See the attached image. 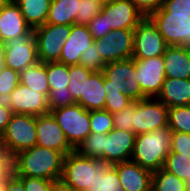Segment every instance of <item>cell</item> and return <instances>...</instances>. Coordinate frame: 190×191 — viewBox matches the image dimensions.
<instances>
[{"instance_id":"cell-1","label":"cell","mask_w":190,"mask_h":191,"mask_svg":"<svg viewBox=\"0 0 190 191\" xmlns=\"http://www.w3.org/2000/svg\"><path fill=\"white\" fill-rule=\"evenodd\" d=\"M65 155L59 151L34 145L14 156V174L17 177L61 179Z\"/></svg>"},{"instance_id":"cell-2","label":"cell","mask_w":190,"mask_h":191,"mask_svg":"<svg viewBox=\"0 0 190 191\" xmlns=\"http://www.w3.org/2000/svg\"><path fill=\"white\" fill-rule=\"evenodd\" d=\"M172 136L168 126L136 135L131 161L151 172L158 171L171 151Z\"/></svg>"},{"instance_id":"cell-3","label":"cell","mask_w":190,"mask_h":191,"mask_svg":"<svg viewBox=\"0 0 190 191\" xmlns=\"http://www.w3.org/2000/svg\"><path fill=\"white\" fill-rule=\"evenodd\" d=\"M102 73L106 92H119L133 101L146 99L138 83L133 58L107 63Z\"/></svg>"},{"instance_id":"cell-4","label":"cell","mask_w":190,"mask_h":191,"mask_svg":"<svg viewBox=\"0 0 190 191\" xmlns=\"http://www.w3.org/2000/svg\"><path fill=\"white\" fill-rule=\"evenodd\" d=\"M36 143V116L13 113L0 138V147L15 156L18 152L31 148Z\"/></svg>"},{"instance_id":"cell-5","label":"cell","mask_w":190,"mask_h":191,"mask_svg":"<svg viewBox=\"0 0 190 191\" xmlns=\"http://www.w3.org/2000/svg\"><path fill=\"white\" fill-rule=\"evenodd\" d=\"M50 113L74 150L91 133L90 111L78 103L51 110Z\"/></svg>"},{"instance_id":"cell-6","label":"cell","mask_w":190,"mask_h":191,"mask_svg":"<svg viewBox=\"0 0 190 191\" xmlns=\"http://www.w3.org/2000/svg\"><path fill=\"white\" fill-rule=\"evenodd\" d=\"M71 26L45 23L33 29L39 62H56L64 42L70 36Z\"/></svg>"},{"instance_id":"cell-7","label":"cell","mask_w":190,"mask_h":191,"mask_svg":"<svg viewBox=\"0 0 190 191\" xmlns=\"http://www.w3.org/2000/svg\"><path fill=\"white\" fill-rule=\"evenodd\" d=\"M103 164L101 160L83 157L76 151L64 158L61 179L76 191L90 189L93 186L96 170Z\"/></svg>"},{"instance_id":"cell-8","label":"cell","mask_w":190,"mask_h":191,"mask_svg":"<svg viewBox=\"0 0 190 191\" xmlns=\"http://www.w3.org/2000/svg\"><path fill=\"white\" fill-rule=\"evenodd\" d=\"M148 17L168 46H187L190 43V14L152 12Z\"/></svg>"},{"instance_id":"cell-9","label":"cell","mask_w":190,"mask_h":191,"mask_svg":"<svg viewBox=\"0 0 190 191\" xmlns=\"http://www.w3.org/2000/svg\"><path fill=\"white\" fill-rule=\"evenodd\" d=\"M167 47L163 36L149 17H145L134 29V60L163 56Z\"/></svg>"},{"instance_id":"cell-10","label":"cell","mask_w":190,"mask_h":191,"mask_svg":"<svg viewBox=\"0 0 190 191\" xmlns=\"http://www.w3.org/2000/svg\"><path fill=\"white\" fill-rule=\"evenodd\" d=\"M132 126L136 135L168 126V107L157 98L135 101Z\"/></svg>"},{"instance_id":"cell-11","label":"cell","mask_w":190,"mask_h":191,"mask_svg":"<svg viewBox=\"0 0 190 191\" xmlns=\"http://www.w3.org/2000/svg\"><path fill=\"white\" fill-rule=\"evenodd\" d=\"M5 44V67L20 73L39 62L33 29L27 35L12 38Z\"/></svg>"},{"instance_id":"cell-12","label":"cell","mask_w":190,"mask_h":191,"mask_svg":"<svg viewBox=\"0 0 190 191\" xmlns=\"http://www.w3.org/2000/svg\"><path fill=\"white\" fill-rule=\"evenodd\" d=\"M94 43L106 64L129 59L133 53L134 30L115 29Z\"/></svg>"},{"instance_id":"cell-13","label":"cell","mask_w":190,"mask_h":191,"mask_svg":"<svg viewBox=\"0 0 190 191\" xmlns=\"http://www.w3.org/2000/svg\"><path fill=\"white\" fill-rule=\"evenodd\" d=\"M138 83L146 98H157L165 76L163 56L134 60Z\"/></svg>"},{"instance_id":"cell-14","label":"cell","mask_w":190,"mask_h":191,"mask_svg":"<svg viewBox=\"0 0 190 191\" xmlns=\"http://www.w3.org/2000/svg\"><path fill=\"white\" fill-rule=\"evenodd\" d=\"M100 14L106 17L107 34L115 29L134 30L145 18L141 11L129 0H116L111 4L103 5Z\"/></svg>"},{"instance_id":"cell-15","label":"cell","mask_w":190,"mask_h":191,"mask_svg":"<svg viewBox=\"0 0 190 191\" xmlns=\"http://www.w3.org/2000/svg\"><path fill=\"white\" fill-rule=\"evenodd\" d=\"M15 114L40 116L50 113L48 97L19 83L6 100Z\"/></svg>"},{"instance_id":"cell-16","label":"cell","mask_w":190,"mask_h":191,"mask_svg":"<svg viewBox=\"0 0 190 191\" xmlns=\"http://www.w3.org/2000/svg\"><path fill=\"white\" fill-rule=\"evenodd\" d=\"M36 132V145L59 151L65 156L74 151L51 113L36 116Z\"/></svg>"},{"instance_id":"cell-17","label":"cell","mask_w":190,"mask_h":191,"mask_svg":"<svg viewBox=\"0 0 190 191\" xmlns=\"http://www.w3.org/2000/svg\"><path fill=\"white\" fill-rule=\"evenodd\" d=\"M136 134L132 131L112 129L105 133L103 163L116 164L131 160Z\"/></svg>"},{"instance_id":"cell-18","label":"cell","mask_w":190,"mask_h":191,"mask_svg":"<svg viewBox=\"0 0 190 191\" xmlns=\"http://www.w3.org/2000/svg\"><path fill=\"white\" fill-rule=\"evenodd\" d=\"M94 43L92 34L86 25H71L70 36L64 42L60 60L66 65H79L81 54Z\"/></svg>"},{"instance_id":"cell-19","label":"cell","mask_w":190,"mask_h":191,"mask_svg":"<svg viewBox=\"0 0 190 191\" xmlns=\"http://www.w3.org/2000/svg\"><path fill=\"white\" fill-rule=\"evenodd\" d=\"M125 191H151L153 172L129 160L113 164Z\"/></svg>"},{"instance_id":"cell-20","label":"cell","mask_w":190,"mask_h":191,"mask_svg":"<svg viewBox=\"0 0 190 191\" xmlns=\"http://www.w3.org/2000/svg\"><path fill=\"white\" fill-rule=\"evenodd\" d=\"M31 30L20 7L13 0L0 9V40L6 42L12 38L25 36Z\"/></svg>"},{"instance_id":"cell-21","label":"cell","mask_w":190,"mask_h":191,"mask_svg":"<svg viewBox=\"0 0 190 191\" xmlns=\"http://www.w3.org/2000/svg\"><path fill=\"white\" fill-rule=\"evenodd\" d=\"M163 62L166 78L190 79V52L187 46H168Z\"/></svg>"},{"instance_id":"cell-22","label":"cell","mask_w":190,"mask_h":191,"mask_svg":"<svg viewBox=\"0 0 190 191\" xmlns=\"http://www.w3.org/2000/svg\"><path fill=\"white\" fill-rule=\"evenodd\" d=\"M106 90L102 71H95L84 79L83 95L76 101L86 110L104 109Z\"/></svg>"},{"instance_id":"cell-23","label":"cell","mask_w":190,"mask_h":191,"mask_svg":"<svg viewBox=\"0 0 190 191\" xmlns=\"http://www.w3.org/2000/svg\"><path fill=\"white\" fill-rule=\"evenodd\" d=\"M157 99L168 108L190 105V79L165 78Z\"/></svg>"},{"instance_id":"cell-24","label":"cell","mask_w":190,"mask_h":191,"mask_svg":"<svg viewBox=\"0 0 190 191\" xmlns=\"http://www.w3.org/2000/svg\"><path fill=\"white\" fill-rule=\"evenodd\" d=\"M78 12L79 0H51L46 23L71 26Z\"/></svg>"},{"instance_id":"cell-25","label":"cell","mask_w":190,"mask_h":191,"mask_svg":"<svg viewBox=\"0 0 190 191\" xmlns=\"http://www.w3.org/2000/svg\"><path fill=\"white\" fill-rule=\"evenodd\" d=\"M21 10L25 22L34 29L46 23L51 0H13Z\"/></svg>"},{"instance_id":"cell-26","label":"cell","mask_w":190,"mask_h":191,"mask_svg":"<svg viewBox=\"0 0 190 191\" xmlns=\"http://www.w3.org/2000/svg\"><path fill=\"white\" fill-rule=\"evenodd\" d=\"M20 83L48 97L50 86L48 83L47 68L45 63L38 62L37 64L21 71Z\"/></svg>"},{"instance_id":"cell-27","label":"cell","mask_w":190,"mask_h":191,"mask_svg":"<svg viewBox=\"0 0 190 191\" xmlns=\"http://www.w3.org/2000/svg\"><path fill=\"white\" fill-rule=\"evenodd\" d=\"M90 191H125L120 184L116 168L113 165L103 163L95 172L93 186Z\"/></svg>"},{"instance_id":"cell-28","label":"cell","mask_w":190,"mask_h":191,"mask_svg":"<svg viewBox=\"0 0 190 191\" xmlns=\"http://www.w3.org/2000/svg\"><path fill=\"white\" fill-rule=\"evenodd\" d=\"M83 157L98 159L103 162L105 154V134L90 133L74 150Z\"/></svg>"},{"instance_id":"cell-29","label":"cell","mask_w":190,"mask_h":191,"mask_svg":"<svg viewBox=\"0 0 190 191\" xmlns=\"http://www.w3.org/2000/svg\"><path fill=\"white\" fill-rule=\"evenodd\" d=\"M151 191H187L186 182L163 167L153 172Z\"/></svg>"},{"instance_id":"cell-30","label":"cell","mask_w":190,"mask_h":191,"mask_svg":"<svg viewBox=\"0 0 190 191\" xmlns=\"http://www.w3.org/2000/svg\"><path fill=\"white\" fill-rule=\"evenodd\" d=\"M50 90H69V65L56 62H45Z\"/></svg>"},{"instance_id":"cell-31","label":"cell","mask_w":190,"mask_h":191,"mask_svg":"<svg viewBox=\"0 0 190 191\" xmlns=\"http://www.w3.org/2000/svg\"><path fill=\"white\" fill-rule=\"evenodd\" d=\"M168 127L173 132L190 134V105L168 108Z\"/></svg>"},{"instance_id":"cell-32","label":"cell","mask_w":190,"mask_h":191,"mask_svg":"<svg viewBox=\"0 0 190 191\" xmlns=\"http://www.w3.org/2000/svg\"><path fill=\"white\" fill-rule=\"evenodd\" d=\"M163 168L186 182L190 177V158L170 151Z\"/></svg>"},{"instance_id":"cell-33","label":"cell","mask_w":190,"mask_h":191,"mask_svg":"<svg viewBox=\"0 0 190 191\" xmlns=\"http://www.w3.org/2000/svg\"><path fill=\"white\" fill-rule=\"evenodd\" d=\"M93 71L81 65H69L68 89L75 101L83 95L84 79H88Z\"/></svg>"},{"instance_id":"cell-34","label":"cell","mask_w":190,"mask_h":191,"mask_svg":"<svg viewBox=\"0 0 190 191\" xmlns=\"http://www.w3.org/2000/svg\"><path fill=\"white\" fill-rule=\"evenodd\" d=\"M91 133H109L114 129L112 114L105 110H90Z\"/></svg>"},{"instance_id":"cell-35","label":"cell","mask_w":190,"mask_h":191,"mask_svg":"<svg viewBox=\"0 0 190 191\" xmlns=\"http://www.w3.org/2000/svg\"><path fill=\"white\" fill-rule=\"evenodd\" d=\"M102 10L103 5L98 0H79V12L76 15V24L87 26Z\"/></svg>"},{"instance_id":"cell-36","label":"cell","mask_w":190,"mask_h":191,"mask_svg":"<svg viewBox=\"0 0 190 191\" xmlns=\"http://www.w3.org/2000/svg\"><path fill=\"white\" fill-rule=\"evenodd\" d=\"M20 83V73L4 67L0 72V100L6 101L11 92Z\"/></svg>"},{"instance_id":"cell-37","label":"cell","mask_w":190,"mask_h":191,"mask_svg":"<svg viewBox=\"0 0 190 191\" xmlns=\"http://www.w3.org/2000/svg\"><path fill=\"white\" fill-rule=\"evenodd\" d=\"M79 65L95 71H102L106 63L102 59L95 43H93L86 51L81 54Z\"/></svg>"},{"instance_id":"cell-38","label":"cell","mask_w":190,"mask_h":191,"mask_svg":"<svg viewBox=\"0 0 190 191\" xmlns=\"http://www.w3.org/2000/svg\"><path fill=\"white\" fill-rule=\"evenodd\" d=\"M135 114V101L119 112L113 113L114 128L133 132V115Z\"/></svg>"},{"instance_id":"cell-39","label":"cell","mask_w":190,"mask_h":191,"mask_svg":"<svg viewBox=\"0 0 190 191\" xmlns=\"http://www.w3.org/2000/svg\"><path fill=\"white\" fill-rule=\"evenodd\" d=\"M77 103L69 90H50L48 95V108L54 110Z\"/></svg>"},{"instance_id":"cell-40","label":"cell","mask_w":190,"mask_h":191,"mask_svg":"<svg viewBox=\"0 0 190 191\" xmlns=\"http://www.w3.org/2000/svg\"><path fill=\"white\" fill-rule=\"evenodd\" d=\"M132 102L133 100L125 94L119 92H107L104 109L113 114L121 111Z\"/></svg>"},{"instance_id":"cell-41","label":"cell","mask_w":190,"mask_h":191,"mask_svg":"<svg viewBox=\"0 0 190 191\" xmlns=\"http://www.w3.org/2000/svg\"><path fill=\"white\" fill-rule=\"evenodd\" d=\"M171 151L178 156L190 158V134L184 132H173Z\"/></svg>"},{"instance_id":"cell-42","label":"cell","mask_w":190,"mask_h":191,"mask_svg":"<svg viewBox=\"0 0 190 191\" xmlns=\"http://www.w3.org/2000/svg\"><path fill=\"white\" fill-rule=\"evenodd\" d=\"M14 174V156L0 147V181H7Z\"/></svg>"},{"instance_id":"cell-43","label":"cell","mask_w":190,"mask_h":191,"mask_svg":"<svg viewBox=\"0 0 190 191\" xmlns=\"http://www.w3.org/2000/svg\"><path fill=\"white\" fill-rule=\"evenodd\" d=\"M154 12L190 14V0H164L162 7Z\"/></svg>"},{"instance_id":"cell-44","label":"cell","mask_w":190,"mask_h":191,"mask_svg":"<svg viewBox=\"0 0 190 191\" xmlns=\"http://www.w3.org/2000/svg\"><path fill=\"white\" fill-rule=\"evenodd\" d=\"M24 185L26 191H51L52 182L41 178L18 177Z\"/></svg>"},{"instance_id":"cell-45","label":"cell","mask_w":190,"mask_h":191,"mask_svg":"<svg viewBox=\"0 0 190 191\" xmlns=\"http://www.w3.org/2000/svg\"><path fill=\"white\" fill-rule=\"evenodd\" d=\"M87 26L94 40L101 39L107 34L106 17L101 14L96 15Z\"/></svg>"},{"instance_id":"cell-46","label":"cell","mask_w":190,"mask_h":191,"mask_svg":"<svg viewBox=\"0 0 190 191\" xmlns=\"http://www.w3.org/2000/svg\"><path fill=\"white\" fill-rule=\"evenodd\" d=\"M132 4H134L141 13L148 17L152 12L159 10L164 0H129Z\"/></svg>"},{"instance_id":"cell-47","label":"cell","mask_w":190,"mask_h":191,"mask_svg":"<svg viewBox=\"0 0 190 191\" xmlns=\"http://www.w3.org/2000/svg\"><path fill=\"white\" fill-rule=\"evenodd\" d=\"M12 110L6 101L0 100V138L3 136L7 124L10 122Z\"/></svg>"},{"instance_id":"cell-48","label":"cell","mask_w":190,"mask_h":191,"mask_svg":"<svg viewBox=\"0 0 190 191\" xmlns=\"http://www.w3.org/2000/svg\"><path fill=\"white\" fill-rule=\"evenodd\" d=\"M6 191H26L23 185V182L13 174L6 181Z\"/></svg>"},{"instance_id":"cell-49","label":"cell","mask_w":190,"mask_h":191,"mask_svg":"<svg viewBox=\"0 0 190 191\" xmlns=\"http://www.w3.org/2000/svg\"><path fill=\"white\" fill-rule=\"evenodd\" d=\"M51 191H76V190L71 185L65 183L62 179H58L52 182Z\"/></svg>"},{"instance_id":"cell-50","label":"cell","mask_w":190,"mask_h":191,"mask_svg":"<svg viewBox=\"0 0 190 191\" xmlns=\"http://www.w3.org/2000/svg\"><path fill=\"white\" fill-rule=\"evenodd\" d=\"M5 50H6V44L4 41L0 40V72L5 67V64H4Z\"/></svg>"},{"instance_id":"cell-51","label":"cell","mask_w":190,"mask_h":191,"mask_svg":"<svg viewBox=\"0 0 190 191\" xmlns=\"http://www.w3.org/2000/svg\"><path fill=\"white\" fill-rule=\"evenodd\" d=\"M102 5L111 4L116 0H98Z\"/></svg>"},{"instance_id":"cell-52","label":"cell","mask_w":190,"mask_h":191,"mask_svg":"<svg viewBox=\"0 0 190 191\" xmlns=\"http://www.w3.org/2000/svg\"><path fill=\"white\" fill-rule=\"evenodd\" d=\"M0 191H6V181H0Z\"/></svg>"},{"instance_id":"cell-53","label":"cell","mask_w":190,"mask_h":191,"mask_svg":"<svg viewBox=\"0 0 190 191\" xmlns=\"http://www.w3.org/2000/svg\"><path fill=\"white\" fill-rule=\"evenodd\" d=\"M10 0H0V9L5 6Z\"/></svg>"},{"instance_id":"cell-54","label":"cell","mask_w":190,"mask_h":191,"mask_svg":"<svg viewBox=\"0 0 190 191\" xmlns=\"http://www.w3.org/2000/svg\"><path fill=\"white\" fill-rule=\"evenodd\" d=\"M186 186H187V191H190V177H189V179L186 181Z\"/></svg>"},{"instance_id":"cell-55","label":"cell","mask_w":190,"mask_h":191,"mask_svg":"<svg viewBox=\"0 0 190 191\" xmlns=\"http://www.w3.org/2000/svg\"><path fill=\"white\" fill-rule=\"evenodd\" d=\"M187 48H188V50H189V52H190V43L187 45Z\"/></svg>"}]
</instances>
